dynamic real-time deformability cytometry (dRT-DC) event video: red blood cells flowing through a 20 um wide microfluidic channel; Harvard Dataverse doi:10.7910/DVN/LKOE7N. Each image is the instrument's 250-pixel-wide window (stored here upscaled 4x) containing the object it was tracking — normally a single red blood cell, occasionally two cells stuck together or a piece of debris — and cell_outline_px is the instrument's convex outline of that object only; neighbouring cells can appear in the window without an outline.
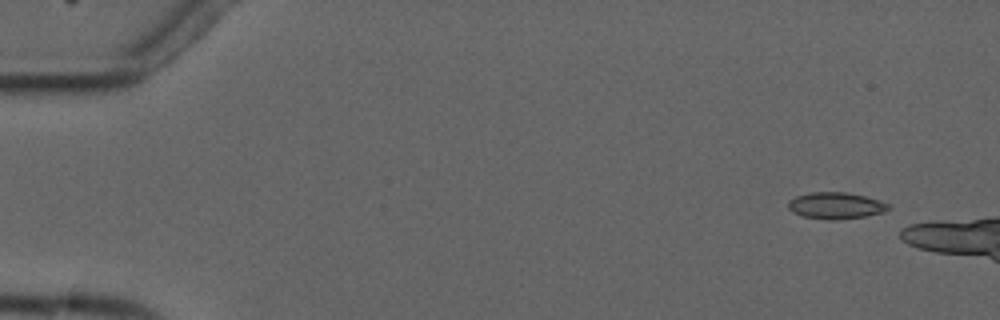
{"species": "common noctule bat (a hibernating species)", "species_latin": "Nyctalus noctula", "temperature_condition": "cold", "stored_images_in_passage": 4, "camera_frame_rate_fps": 3000, "um_per_image_px": 0.085, "animal": {"sex": "male", "forearm_length_mm": 52.5}, "frame": {"image": 1, "passage_image": 1, "time_ms": 0.0, "image_size_px": [1000, 320], "cell_outline_px": [[892, 208], [884, 212], [868, 216], [836, 220], [828, 220], [804, 216], [792, 212], [788, 208], [788, 200], [796, 196], [812, 192], [844, 192], [864, 196], [888, 204]], "centroid_in_image_um": [71.03, 17.48], "position_along_channel_um": 14.0, "area_um2": 15.49}}